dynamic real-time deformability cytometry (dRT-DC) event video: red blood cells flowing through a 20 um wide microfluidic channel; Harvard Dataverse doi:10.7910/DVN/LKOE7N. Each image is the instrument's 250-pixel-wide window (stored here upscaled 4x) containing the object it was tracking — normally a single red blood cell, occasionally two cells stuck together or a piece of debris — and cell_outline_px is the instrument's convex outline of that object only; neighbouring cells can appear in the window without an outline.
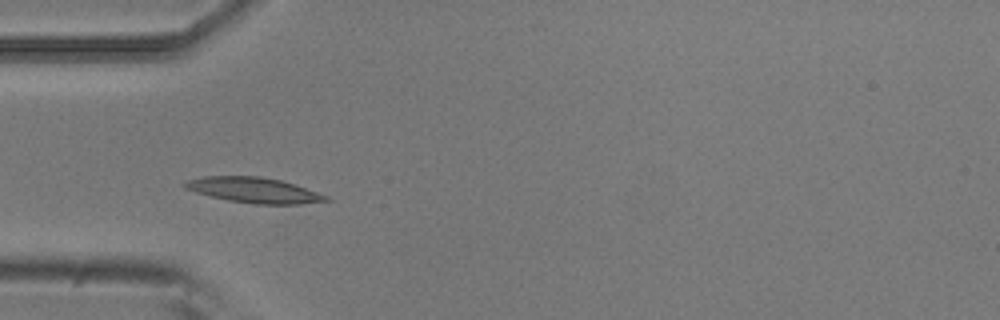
{"species": "common noctule bat (a hibernating species)", "species_latin": "Nyctalus noctula", "temperature_condition": "room temperature", "stored_images_in_passage": 8, "camera_frame_rate_fps": 3000, "um_per_image_px": 0.085, "animal": {"sex": "male", "body_mass_g": 20.5, "forearm_length_mm": 52.5}, "frame": {"image": 1, "passage_image": 4, "time_ms": 1.0, "image_size_px": [1000, 320], "cell_outline_px": [[332, 200], [300, 204], [256, 204], [228, 200], [208, 196], [184, 188], [180, 184], [188, 180], [204, 176], [260, 176], [280, 180], [328, 196]], "centroid_in_image_um": [21.53, 16.16], "position_along_channel_um": 63.5, "area_um2": 20.75}}
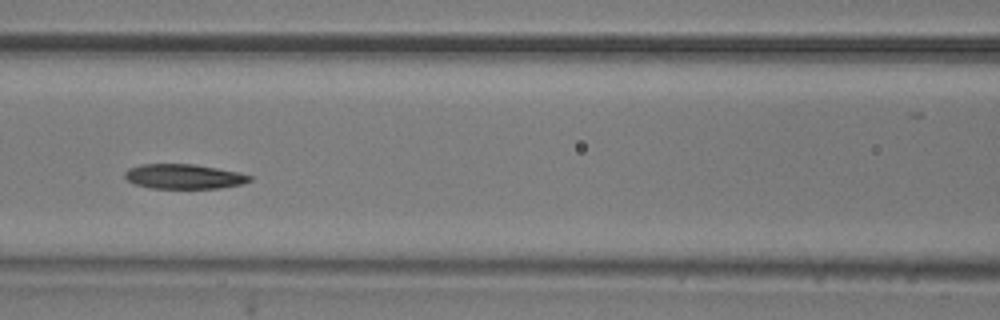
{"frame": {"image": 2, "passage_image": 6, "time_ms": 1.667, "image_size_px": [1000, 320], "cell_outline_px": [[252, 180], [244, 184], [220, 188], [152, 188], [132, 184], [124, 176], [124, 172], [128, 168], [140, 164], [192, 164], [240, 172], [252, 176]], "centroid_in_image_um": [15.63, 15.0], "position_along_channel_um": 151.0, "area_um2": 18.15}}
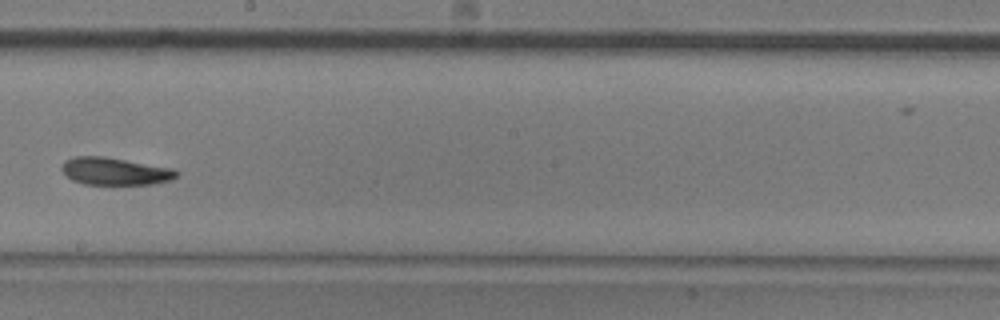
{"frame": {"image": 3, "passage_image": 8, "time_ms": 2.333, "image_size_px": [1000, 320], "cell_outline_px": [[180, 172], [176, 176], [168, 180], [152, 184], [84, 184], [72, 180], [60, 168], [60, 164], [64, 160], [72, 156], [104, 156], [172, 168]], "centroid_in_image_um": [9.71, 14.54], "position_along_channel_um": 238.5, "area_um2": 18.32}}